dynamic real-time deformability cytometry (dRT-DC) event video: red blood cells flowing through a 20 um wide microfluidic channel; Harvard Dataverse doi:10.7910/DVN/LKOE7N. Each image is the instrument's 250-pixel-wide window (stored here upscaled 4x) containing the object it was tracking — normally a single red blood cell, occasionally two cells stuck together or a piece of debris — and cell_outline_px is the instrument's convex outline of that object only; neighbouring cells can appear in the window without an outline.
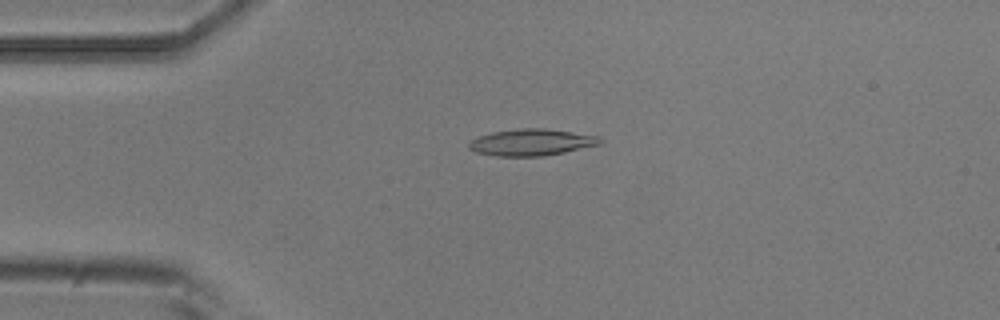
{"species": "common noctule bat (a hibernating species)", "species_latin": "Nyctalus noctula", "temperature_condition": "room temperature", "stored_images_in_passage": 8, "camera_frame_rate_fps": 3000, "um_per_image_px": 0.085, "animal": {"sex": "male", "body_mass_g": 20.5, "forearm_length_mm": 52.5}, "frame": {"image": 1, "passage_image": 1, "time_ms": 0.0, "image_size_px": [1000, 320], "cell_outline_px": [[604, 140], [600, 144], [564, 152], [544, 156], [496, 156], [476, 152], [468, 148], [468, 144], [472, 140], [480, 136], [492, 132], [516, 128], [544, 128], [600, 136]], "centroid_in_image_um": [45.19, 12.09], "position_along_channel_um": 39.8, "area_um2": 20.35}}
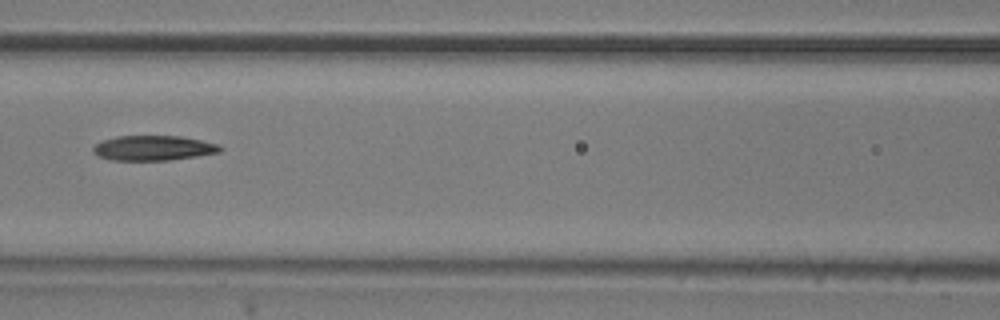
{"frame": {"image": 2, "passage_image": 4, "time_ms": 1.0, "image_size_px": [1000, 320], "cell_outline_px": [[224, 148], [220, 152], [196, 156], [168, 160], [112, 160], [96, 156], [92, 152], [92, 148], [96, 144], [104, 140], [116, 136], [180, 136], [220, 144]], "centroid_in_image_um": [13.03, 12.58], "position_along_channel_um": 153.6, "area_um2": 18.5}}
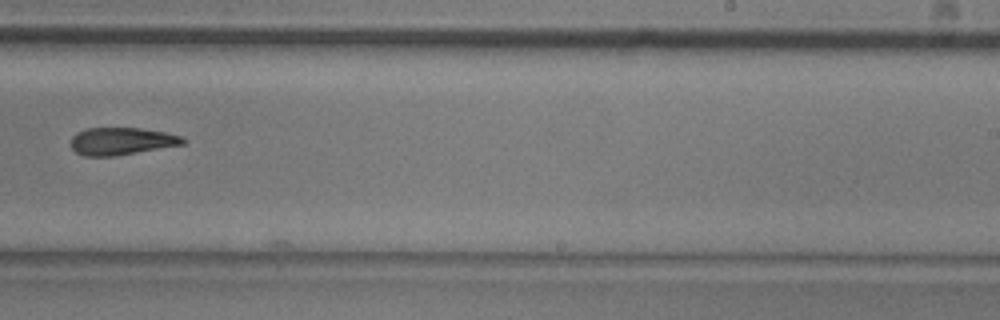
{"frame": {"image": 3, "passage_image": 7, "time_ms": 2.0, "image_size_px": [1000, 320], "cell_outline_px": [[188, 140], [184, 144], [112, 156], [84, 156], [76, 152], [72, 148], [72, 136], [76, 132], [88, 128], [140, 128], [164, 132], [184, 136]], "centroid_in_image_um": [10.35, 11.99], "position_along_channel_um": 278.6, "area_um2": 17.8}}